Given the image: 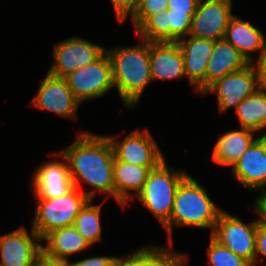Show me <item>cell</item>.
Masks as SVG:
<instances>
[{
  "instance_id": "obj_26",
  "label": "cell",
  "mask_w": 266,
  "mask_h": 266,
  "mask_svg": "<svg viewBox=\"0 0 266 266\" xmlns=\"http://www.w3.org/2000/svg\"><path fill=\"white\" fill-rule=\"evenodd\" d=\"M94 200H90L79 212L74 220V228L82 235V237L92 247L96 243L101 242L102 237V206L105 200L100 204H93ZM102 215V216H101Z\"/></svg>"
},
{
  "instance_id": "obj_17",
  "label": "cell",
  "mask_w": 266,
  "mask_h": 266,
  "mask_svg": "<svg viewBox=\"0 0 266 266\" xmlns=\"http://www.w3.org/2000/svg\"><path fill=\"white\" fill-rule=\"evenodd\" d=\"M184 57L185 76L193 91L200 95L205 90L207 63L214 48V41L187 36L177 41Z\"/></svg>"
},
{
  "instance_id": "obj_14",
  "label": "cell",
  "mask_w": 266,
  "mask_h": 266,
  "mask_svg": "<svg viewBox=\"0 0 266 266\" xmlns=\"http://www.w3.org/2000/svg\"><path fill=\"white\" fill-rule=\"evenodd\" d=\"M24 225L0 235V265L31 266L42 253V241Z\"/></svg>"
},
{
  "instance_id": "obj_25",
  "label": "cell",
  "mask_w": 266,
  "mask_h": 266,
  "mask_svg": "<svg viewBox=\"0 0 266 266\" xmlns=\"http://www.w3.org/2000/svg\"><path fill=\"white\" fill-rule=\"evenodd\" d=\"M189 253L178 252L174 245L144 244L134 250V266H189Z\"/></svg>"
},
{
  "instance_id": "obj_21",
  "label": "cell",
  "mask_w": 266,
  "mask_h": 266,
  "mask_svg": "<svg viewBox=\"0 0 266 266\" xmlns=\"http://www.w3.org/2000/svg\"><path fill=\"white\" fill-rule=\"evenodd\" d=\"M154 168L156 167H143L114 159L115 202L122 210L126 209L142 190Z\"/></svg>"
},
{
  "instance_id": "obj_3",
  "label": "cell",
  "mask_w": 266,
  "mask_h": 266,
  "mask_svg": "<svg viewBox=\"0 0 266 266\" xmlns=\"http://www.w3.org/2000/svg\"><path fill=\"white\" fill-rule=\"evenodd\" d=\"M223 207L217 206L208 190L190 173L176 189L170 221L163 227L168 245H173L174 228H199L212 233Z\"/></svg>"
},
{
  "instance_id": "obj_8",
  "label": "cell",
  "mask_w": 266,
  "mask_h": 266,
  "mask_svg": "<svg viewBox=\"0 0 266 266\" xmlns=\"http://www.w3.org/2000/svg\"><path fill=\"white\" fill-rule=\"evenodd\" d=\"M111 143L114 157L118 161L143 166L157 167L164 161L165 154L162 152L157 140L148 128L132 130L124 135H107ZM120 138V139H119Z\"/></svg>"
},
{
  "instance_id": "obj_30",
  "label": "cell",
  "mask_w": 266,
  "mask_h": 266,
  "mask_svg": "<svg viewBox=\"0 0 266 266\" xmlns=\"http://www.w3.org/2000/svg\"><path fill=\"white\" fill-rule=\"evenodd\" d=\"M86 258L68 261L70 266H114L116 261L121 257L118 255H94Z\"/></svg>"
},
{
  "instance_id": "obj_5",
  "label": "cell",
  "mask_w": 266,
  "mask_h": 266,
  "mask_svg": "<svg viewBox=\"0 0 266 266\" xmlns=\"http://www.w3.org/2000/svg\"><path fill=\"white\" fill-rule=\"evenodd\" d=\"M90 200L76 187L61 197L35 199L36 207L30 227L42 239L50 231L73 226L76 216Z\"/></svg>"
},
{
  "instance_id": "obj_20",
  "label": "cell",
  "mask_w": 266,
  "mask_h": 266,
  "mask_svg": "<svg viewBox=\"0 0 266 266\" xmlns=\"http://www.w3.org/2000/svg\"><path fill=\"white\" fill-rule=\"evenodd\" d=\"M41 241L42 254L56 261L68 262L72 256L86 252L91 246L74 226L55 229L46 234ZM72 257V258H71Z\"/></svg>"
},
{
  "instance_id": "obj_15",
  "label": "cell",
  "mask_w": 266,
  "mask_h": 266,
  "mask_svg": "<svg viewBox=\"0 0 266 266\" xmlns=\"http://www.w3.org/2000/svg\"><path fill=\"white\" fill-rule=\"evenodd\" d=\"M194 14L172 12V9L150 16L136 31L135 36L149 42H177L190 33Z\"/></svg>"
},
{
  "instance_id": "obj_16",
  "label": "cell",
  "mask_w": 266,
  "mask_h": 266,
  "mask_svg": "<svg viewBox=\"0 0 266 266\" xmlns=\"http://www.w3.org/2000/svg\"><path fill=\"white\" fill-rule=\"evenodd\" d=\"M230 176L249 191L266 188V136H259L230 169Z\"/></svg>"
},
{
  "instance_id": "obj_7",
  "label": "cell",
  "mask_w": 266,
  "mask_h": 266,
  "mask_svg": "<svg viewBox=\"0 0 266 266\" xmlns=\"http://www.w3.org/2000/svg\"><path fill=\"white\" fill-rule=\"evenodd\" d=\"M75 98L83 102L104 97L114 87L112 66L107 52L91 64L64 77Z\"/></svg>"
},
{
  "instance_id": "obj_10",
  "label": "cell",
  "mask_w": 266,
  "mask_h": 266,
  "mask_svg": "<svg viewBox=\"0 0 266 266\" xmlns=\"http://www.w3.org/2000/svg\"><path fill=\"white\" fill-rule=\"evenodd\" d=\"M259 89V80L256 67L251 63L244 70L227 74L210 84L201 94L216 95L218 113L225 114L230 109H236L245 98L253 95Z\"/></svg>"
},
{
  "instance_id": "obj_24",
  "label": "cell",
  "mask_w": 266,
  "mask_h": 266,
  "mask_svg": "<svg viewBox=\"0 0 266 266\" xmlns=\"http://www.w3.org/2000/svg\"><path fill=\"white\" fill-rule=\"evenodd\" d=\"M234 111L240 128L266 136V90L259 88L243 99Z\"/></svg>"
},
{
  "instance_id": "obj_29",
  "label": "cell",
  "mask_w": 266,
  "mask_h": 266,
  "mask_svg": "<svg viewBox=\"0 0 266 266\" xmlns=\"http://www.w3.org/2000/svg\"><path fill=\"white\" fill-rule=\"evenodd\" d=\"M115 17L120 24L127 22L136 11L139 0H110Z\"/></svg>"
},
{
  "instance_id": "obj_33",
  "label": "cell",
  "mask_w": 266,
  "mask_h": 266,
  "mask_svg": "<svg viewBox=\"0 0 266 266\" xmlns=\"http://www.w3.org/2000/svg\"><path fill=\"white\" fill-rule=\"evenodd\" d=\"M257 196L253 199V209L258 217V221L266 224V188L256 192Z\"/></svg>"
},
{
  "instance_id": "obj_13",
  "label": "cell",
  "mask_w": 266,
  "mask_h": 266,
  "mask_svg": "<svg viewBox=\"0 0 266 266\" xmlns=\"http://www.w3.org/2000/svg\"><path fill=\"white\" fill-rule=\"evenodd\" d=\"M233 0H200L189 36L208 40L224 39L233 14Z\"/></svg>"
},
{
  "instance_id": "obj_36",
  "label": "cell",
  "mask_w": 266,
  "mask_h": 266,
  "mask_svg": "<svg viewBox=\"0 0 266 266\" xmlns=\"http://www.w3.org/2000/svg\"><path fill=\"white\" fill-rule=\"evenodd\" d=\"M31 266H54V259L48 258L41 253Z\"/></svg>"
},
{
  "instance_id": "obj_28",
  "label": "cell",
  "mask_w": 266,
  "mask_h": 266,
  "mask_svg": "<svg viewBox=\"0 0 266 266\" xmlns=\"http://www.w3.org/2000/svg\"><path fill=\"white\" fill-rule=\"evenodd\" d=\"M168 10V0H139L138 7L129 18L134 32L152 15Z\"/></svg>"
},
{
  "instance_id": "obj_9",
  "label": "cell",
  "mask_w": 266,
  "mask_h": 266,
  "mask_svg": "<svg viewBox=\"0 0 266 266\" xmlns=\"http://www.w3.org/2000/svg\"><path fill=\"white\" fill-rule=\"evenodd\" d=\"M52 50L53 61L47 72L64 78L80 67L99 59L106 52V47L74 35L57 40Z\"/></svg>"
},
{
  "instance_id": "obj_4",
  "label": "cell",
  "mask_w": 266,
  "mask_h": 266,
  "mask_svg": "<svg viewBox=\"0 0 266 266\" xmlns=\"http://www.w3.org/2000/svg\"><path fill=\"white\" fill-rule=\"evenodd\" d=\"M169 166L165 159L152 169L142 190L131 201L141 203L162 227L170 221L177 187L189 174L184 168Z\"/></svg>"
},
{
  "instance_id": "obj_23",
  "label": "cell",
  "mask_w": 266,
  "mask_h": 266,
  "mask_svg": "<svg viewBox=\"0 0 266 266\" xmlns=\"http://www.w3.org/2000/svg\"><path fill=\"white\" fill-rule=\"evenodd\" d=\"M251 63L225 39L214 41V48L207 63L205 89L227 74L244 70Z\"/></svg>"
},
{
  "instance_id": "obj_18",
  "label": "cell",
  "mask_w": 266,
  "mask_h": 266,
  "mask_svg": "<svg viewBox=\"0 0 266 266\" xmlns=\"http://www.w3.org/2000/svg\"><path fill=\"white\" fill-rule=\"evenodd\" d=\"M152 81L185 79L184 57L178 42H149Z\"/></svg>"
},
{
  "instance_id": "obj_34",
  "label": "cell",
  "mask_w": 266,
  "mask_h": 266,
  "mask_svg": "<svg viewBox=\"0 0 266 266\" xmlns=\"http://www.w3.org/2000/svg\"><path fill=\"white\" fill-rule=\"evenodd\" d=\"M253 64L258 73L259 88L266 90V50L254 61Z\"/></svg>"
},
{
  "instance_id": "obj_6",
  "label": "cell",
  "mask_w": 266,
  "mask_h": 266,
  "mask_svg": "<svg viewBox=\"0 0 266 266\" xmlns=\"http://www.w3.org/2000/svg\"><path fill=\"white\" fill-rule=\"evenodd\" d=\"M258 217L245 223L238 215L224 209L210 236L219 244L255 266V241Z\"/></svg>"
},
{
  "instance_id": "obj_11",
  "label": "cell",
  "mask_w": 266,
  "mask_h": 266,
  "mask_svg": "<svg viewBox=\"0 0 266 266\" xmlns=\"http://www.w3.org/2000/svg\"><path fill=\"white\" fill-rule=\"evenodd\" d=\"M30 107L51 112L62 118L77 121L78 109L81 103L75 98L67 82L62 77H57L49 72L45 74L29 102Z\"/></svg>"
},
{
  "instance_id": "obj_12",
  "label": "cell",
  "mask_w": 266,
  "mask_h": 266,
  "mask_svg": "<svg viewBox=\"0 0 266 266\" xmlns=\"http://www.w3.org/2000/svg\"><path fill=\"white\" fill-rule=\"evenodd\" d=\"M54 152L50 155L54 156L52 160L39 163L31 173L30 187L35 199L61 197L74 187L66 158L59 151Z\"/></svg>"
},
{
  "instance_id": "obj_27",
  "label": "cell",
  "mask_w": 266,
  "mask_h": 266,
  "mask_svg": "<svg viewBox=\"0 0 266 266\" xmlns=\"http://www.w3.org/2000/svg\"><path fill=\"white\" fill-rule=\"evenodd\" d=\"M206 253L208 266H252L247 260L237 256L211 236H209Z\"/></svg>"
},
{
  "instance_id": "obj_32",
  "label": "cell",
  "mask_w": 266,
  "mask_h": 266,
  "mask_svg": "<svg viewBox=\"0 0 266 266\" xmlns=\"http://www.w3.org/2000/svg\"><path fill=\"white\" fill-rule=\"evenodd\" d=\"M200 0H168V9L172 12H186L195 14Z\"/></svg>"
},
{
  "instance_id": "obj_22",
  "label": "cell",
  "mask_w": 266,
  "mask_h": 266,
  "mask_svg": "<svg viewBox=\"0 0 266 266\" xmlns=\"http://www.w3.org/2000/svg\"><path fill=\"white\" fill-rule=\"evenodd\" d=\"M255 134V132L243 128L220 133L212 147V163L231 169L259 137Z\"/></svg>"
},
{
  "instance_id": "obj_19",
  "label": "cell",
  "mask_w": 266,
  "mask_h": 266,
  "mask_svg": "<svg viewBox=\"0 0 266 266\" xmlns=\"http://www.w3.org/2000/svg\"><path fill=\"white\" fill-rule=\"evenodd\" d=\"M224 39L233 45L250 63L266 50V34L250 21L234 15L226 29ZM257 53L258 55H254Z\"/></svg>"
},
{
  "instance_id": "obj_37",
  "label": "cell",
  "mask_w": 266,
  "mask_h": 266,
  "mask_svg": "<svg viewBox=\"0 0 266 266\" xmlns=\"http://www.w3.org/2000/svg\"><path fill=\"white\" fill-rule=\"evenodd\" d=\"M54 266H70L69 262L54 260Z\"/></svg>"
},
{
  "instance_id": "obj_2",
  "label": "cell",
  "mask_w": 266,
  "mask_h": 266,
  "mask_svg": "<svg viewBox=\"0 0 266 266\" xmlns=\"http://www.w3.org/2000/svg\"><path fill=\"white\" fill-rule=\"evenodd\" d=\"M141 40V41H140ZM130 46L106 47L112 66L114 87L125 109L134 110L152 81L149 41L139 39Z\"/></svg>"
},
{
  "instance_id": "obj_1",
  "label": "cell",
  "mask_w": 266,
  "mask_h": 266,
  "mask_svg": "<svg viewBox=\"0 0 266 266\" xmlns=\"http://www.w3.org/2000/svg\"><path fill=\"white\" fill-rule=\"evenodd\" d=\"M58 151L68 162L74 187L91 200L102 194L106 201L110 198L115 201V157L107 134L78 131L74 142ZM83 184L89 189H83Z\"/></svg>"
},
{
  "instance_id": "obj_31",
  "label": "cell",
  "mask_w": 266,
  "mask_h": 266,
  "mask_svg": "<svg viewBox=\"0 0 266 266\" xmlns=\"http://www.w3.org/2000/svg\"><path fill=\"white\" fill-rule=\"evenodd\" d=\"M266 224L259 222L256 228V241H255V266L261 261L262 266H266ZM260 260V261H259Z\"/></svg>"
},
{
  "instance_id": "obj_35",
  "label": "cell",
  "mask_w": 266,
  "mask_h": 266,
  "mask_svg": "<svg viewBox=\"0 0 266 266\" xmlns=\"http://www.w3.org/2000/svg\"><path fill=\"white\" fill-rule=\"evenodd\" d=\"M114 266H134V250L122 255Z\"/></svg>"
}]
</instances>
